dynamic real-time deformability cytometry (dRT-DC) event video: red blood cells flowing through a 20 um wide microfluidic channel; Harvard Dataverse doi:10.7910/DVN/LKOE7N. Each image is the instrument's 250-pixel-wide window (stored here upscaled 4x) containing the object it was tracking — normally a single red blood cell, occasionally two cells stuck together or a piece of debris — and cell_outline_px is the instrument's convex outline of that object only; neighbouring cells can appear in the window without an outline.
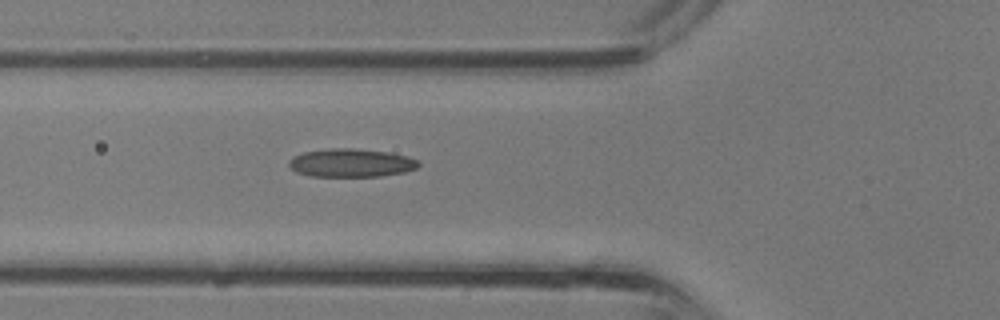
{"species": "common noctule bat (a hibernating species)", "species_latin": "Nyctalus noctula", "temperature_condition": "room temperature", "stored_images_in_passage": 26, "camera_frame_rate_fps": 3000, "um_per_image_px": 0.085, "animal": {"sex": "male", "body_mass_g": 13.3}, "frame": {"image": 1, "passage_image": 5, "time_ms": 1.333, "image_size_px": [1000, 320], "cell_outline_px": [[420, 164], [416, 168], [404, 172], [380, 176], [312, 176], [296, 172], [288, 164], [288, 160], [292, 156], [304, 152], [328, 148], [352, 148], [388, 152], [408, 156], [416, 160]], "centroid_in_image_um": [29.81, 13.84], "position_along_channel_um": 96.0, "area_um2": 21.33}}
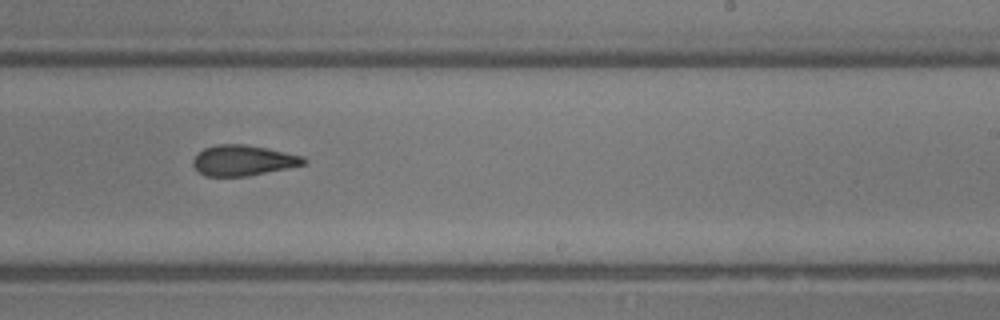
{"frame": {"image": 2, "passage_image": 14, "time_ms": 4.333, "image_size_px": [1000, 320], "cell_outline_px": [[308, 164], [248, 176], [204, 176], [192, 164], [192, 160], [196, 152], [204, 148], [216, 144], [244, 144], [304, 156], [308, 160]], "centroid_in_image_um": [20.66, 13.63], "position_along_channel_um": 268.3, "area_um2": 19.83}}
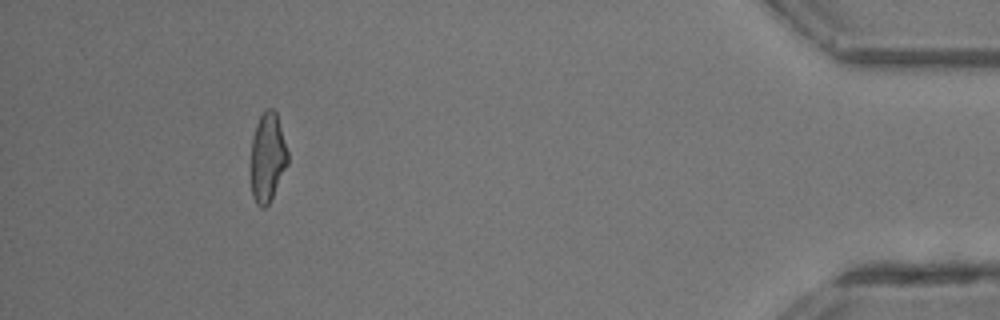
{"frame": {"image": 3, "passage_image": 25, "time_ms": 8.0, "image_size_px": [1000, 320], "cell_outline_px": [[288, 164], [268, 204], [264, 208], [260, 208], [256, 204], [252, 196], [252, 136], [256, 124], [264, 108], [272, 108], [276, 112], [288, 152]], "centroid_in_image_um": [22.74, 13.35], "position_along_channel_um": 412.5, "area_um2": 18.96}}